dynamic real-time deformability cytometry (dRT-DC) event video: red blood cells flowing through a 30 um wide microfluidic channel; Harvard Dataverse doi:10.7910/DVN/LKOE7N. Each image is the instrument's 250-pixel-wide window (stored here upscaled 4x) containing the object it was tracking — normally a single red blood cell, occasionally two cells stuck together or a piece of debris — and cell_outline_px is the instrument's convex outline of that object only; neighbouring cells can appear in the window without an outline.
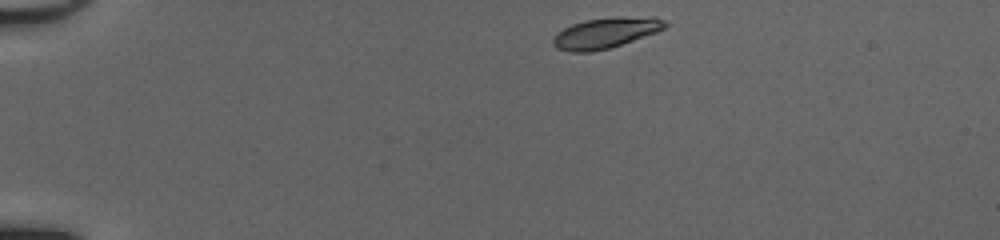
{"species": "common noctule bat (a hibernating species)", "species_latin": "Nyctalus noctula", "temperature_condition": "cold", "stored_images_in_passage": 41, "camera_frame_rate_fps": 3000, "um_per_image_px": 0.085, "animal": {"sex": "female", "body_mass_g": 20.0, "forearm_length_mm": 54.0}, "frame": {"image": 1, "passage_image": 1, "time_ms": 0.0, "image_size_px": [1000, 240], "cell_outline_px": [[668, 24], [664, 28], [656, 32], [608, 48], [588, 52], [568, 52], [556, 48], [552, 44], [552, 40], [556, 32], [572, 24], [584, 20], [620, 16], [656, 16], [664, 20]], "centroid_in_image_um": [51.46, 2.77], "position_along_channel_um": 33.5, "area_um2": 20.06}}
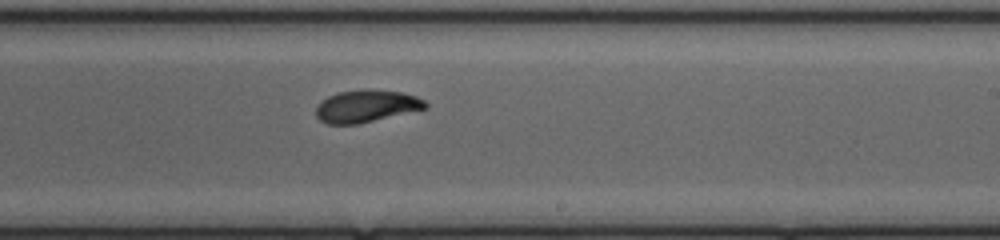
{"frame": {"image": 2, "passage_image": 23, "time_ms": 7.333, "image_size_px": [1000, 240], "cell_outline_px": [[428, 108], [356, 124], [328, 124], [320, 120], [316, 116], [316, 108], [320, 100], [328, 96], [340, 92], [364, 88], [400, 92], [416, 96], [424, 100], [428, 104]], "centroid_in_image_um": [31.12, 9.01], "position_along_channel_um": 257.9, "area_um2": 20.58}}
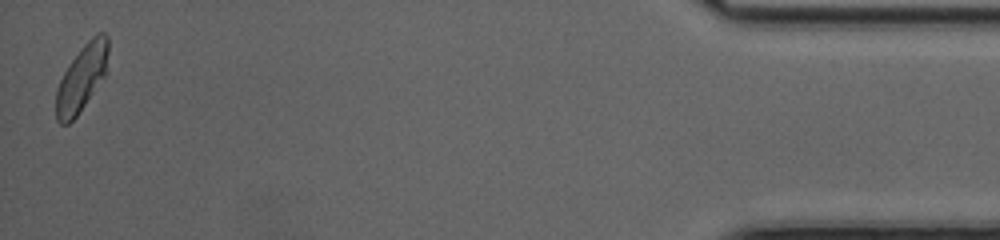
{"frame": {"image": 3, "passage_image": 41, "time_ms": 13.333, "image_size_px": [1000, 240], "cell_outline_px": [[108, 72], [76, 116], [68, 124], [60, 124], [56, 120], [56, 88], [64, 72], [72, 60], [84, 44], [96, 32], [104, 32], [108, 36]], "centroid_in_image_um": [6.97, 6.6], "position_along_channel_um": 428.2, "area_um2": 20.29}, "authors_computed_cell_mechanics": {"area_um2": 20.4034, "velocity_mm_per_s": 4.1202, "shape_relaxation_time_tau1_ms": 2.6636, "shape_relaxation_time_tau2_ms": 1.9465, "deformation_change_tau1": 0.1492, "deformation_change_tau2": 0.0675}}